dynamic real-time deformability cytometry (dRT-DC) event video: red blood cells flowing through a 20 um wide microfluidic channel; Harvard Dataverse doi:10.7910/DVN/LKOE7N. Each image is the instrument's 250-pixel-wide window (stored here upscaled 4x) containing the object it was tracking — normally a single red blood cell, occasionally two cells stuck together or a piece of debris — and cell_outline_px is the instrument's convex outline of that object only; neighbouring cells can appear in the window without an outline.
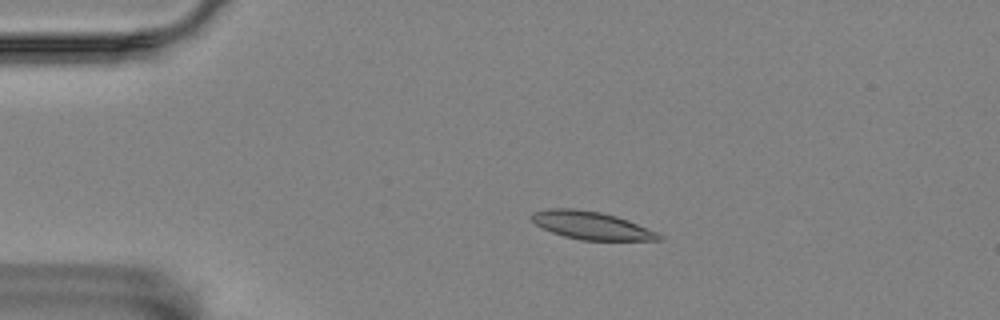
{"species": "Egyptian fruit bat (a non-hibernating species)", "species_latin": "Rousettus aegyptiacus", "temperature_condition": "room temperature", "stored_images_in_passage": 4, "camera_frame_rate_fps": 3000, "um_per_image_px": 0.085, "animal": {"sex": "female"}, "frame": {"image": 1, "passage_image": 3, "time_ms": 2.333, "image_size_px": [1000, 320], "cell_outline_px": [[664, 240], [580, 240], [564, 236], [540, 228], [528, 216], [532, 212], [548, 208], [576, 208], [600, 212], [616, 216], [628, 220], [656, 232], [664, 236]], "centroid_in_image_um": [50.22, 19.15], "position_along_channel_um": 34.8, "area_um2": 20.81}}